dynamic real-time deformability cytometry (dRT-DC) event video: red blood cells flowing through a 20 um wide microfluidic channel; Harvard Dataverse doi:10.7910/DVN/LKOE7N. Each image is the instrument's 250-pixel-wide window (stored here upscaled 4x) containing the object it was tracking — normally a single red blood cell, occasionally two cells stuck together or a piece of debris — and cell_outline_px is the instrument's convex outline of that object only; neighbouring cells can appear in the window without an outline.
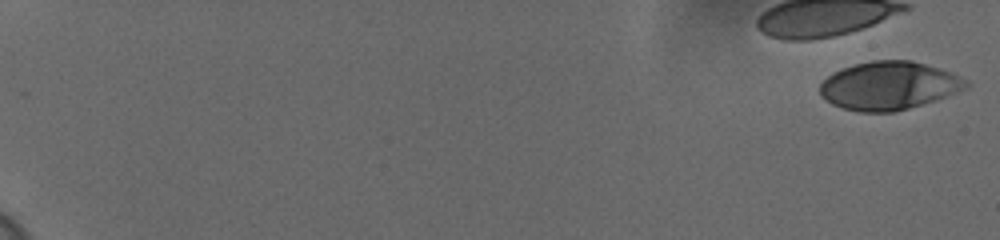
{"species": "human", "species_latin": "Homo sapiens", "temperature_condition": "cold", "stored_images_in_passage": 22, "camera_frame_rate_fps": 3000, "um_per_image_px": 0.085, "donor": {"sex": "female"}, "frame": {"image": 1, "passage_image": 1, "time_ms": 0.0, "image_size_px": [1000, 240], "cell_outline_px": [[972, 84], [968, 88], [908, 108], [892, 112], [860, 112], [844, 108], [832, 104], [820, 96], [820, 84], [832, 72], [840, 68], [852, 64], [872, 60], [912, 60], [948, 72], [968, 80]], "centroid_in_image_um": [75.51, 7.27], "position_along_channel_um": 9.5, "area_um2": 40.81}}